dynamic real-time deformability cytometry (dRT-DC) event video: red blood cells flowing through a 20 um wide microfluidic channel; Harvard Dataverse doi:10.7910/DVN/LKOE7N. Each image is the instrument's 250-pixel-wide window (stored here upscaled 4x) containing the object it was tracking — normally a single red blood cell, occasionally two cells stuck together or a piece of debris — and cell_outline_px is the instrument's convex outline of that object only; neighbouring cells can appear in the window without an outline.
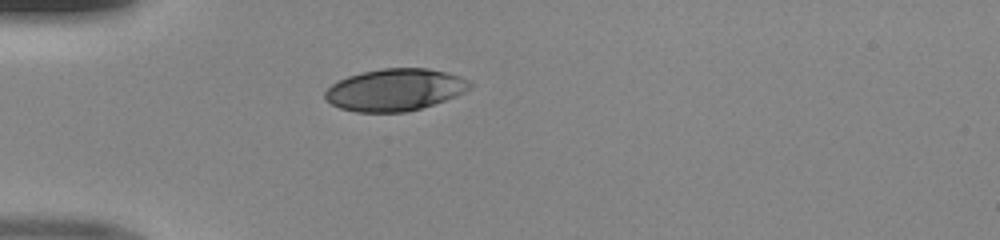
{"species": "human", "species_latin": "Homo sapiens", "temperature_condition": "room temperature", "stored_images_in_passage": 35, "camera_frame_rate_fps": 3000, "um_per_image_px": 0.085, "donor": {"sex": "male"}, "frame": {"image": 1, "passage_image": 1, "time_ms": 0.0, "image_size_px": [1000, 240], "cell_outline_px": [[472, 84], [464, 92], [444, 100], [420, 108], [404, 112], [356, 112], [340, 108], [332, 104], [324, 96], [324, 92], [332, 84], [348, 76], [364, 72], [384, 68], [424, 68], [444, 72], [468, 80]], "centroid_in_image_um": [33.53, 7.64], "position_along_channel_um": 51.5, "area_um2": 34.85}}
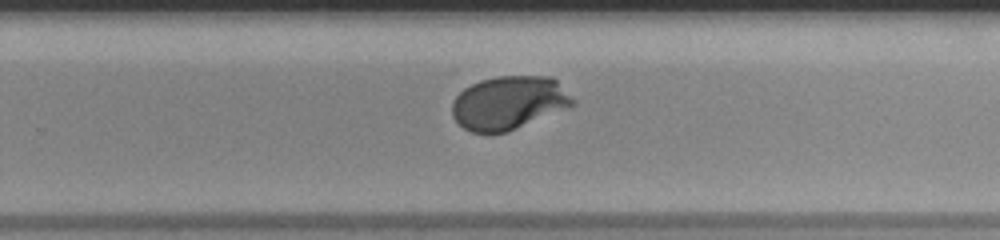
{"frame": {"image": 2, "passage_image": 19, "time_ms": 6.0, "image_size_px": [1000, 240], "cell_outline_px": [[576, 100], [572, 104], [508, 132], [488, 136], [472, 132], [464, 128], [452, 116], [452, 100], [464, 88], [480, 80], [496, 76], [548, 76], [556, 80]], "centroid_in_image_um": [43.18, 8.75], "position_along_channel_um": 286.6, "area_um2": 37.51}}
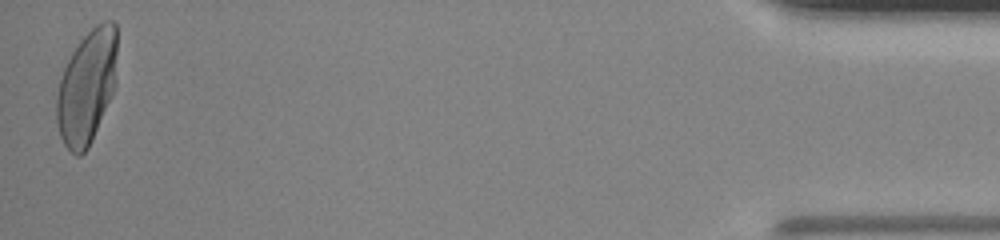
{"frame": {"image": 3, "passage_image": 35, "time_ms": 11.333, "image_size_px": [1000, 240], "cell_outline_px": [[116, 84], [92, 140], [88, 148], [80, 156], [76, 156], [64, 144], [60, 136], [56, 120], [56, 96], [60, 80], [64, 68], [72, 52], [80, 40], [96, 24], [104, 20], [112, 20], [116, 24]], "centroid_in_image_um": [7.38, 7.37], "position_along_channel_um": 427.8, "area_um2": 40.06}}